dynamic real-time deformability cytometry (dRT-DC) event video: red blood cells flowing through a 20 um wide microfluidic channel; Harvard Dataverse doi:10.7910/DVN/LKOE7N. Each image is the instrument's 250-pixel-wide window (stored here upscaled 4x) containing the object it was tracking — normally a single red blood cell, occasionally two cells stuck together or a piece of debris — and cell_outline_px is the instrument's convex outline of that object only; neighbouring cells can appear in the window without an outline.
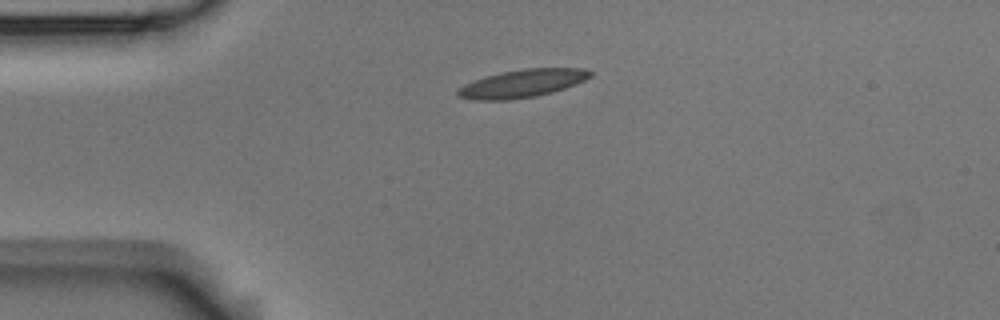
{"species": "Egyptian fruit bat (a non-hibernating species)", "species_latin": "Rousettus aegyptiacus", "temperature_condition": "room temperature", "stored_images_in_passage": 3, "camera_frame_rate_fps": 3000, "um_per_image_px": 0.085, "animal": {"sex": "male"}, "frame": {"image": 1, "passage_image": 1, "time_ms": 0.0, "image_size_px": [1000, 320], "cell_outline_px": [[592, 76], [576, 84], [552, 92], [536, 96], [508, 100], [472, 100], [456, 96], [456, 92], [464, 84], [500, 72], [524, 68], [584, 68], [592, 72]], "centroid_in_image_um": [44.4, 7.09], "position_along_channel_um": 40.6, "area_um2": 21.5}}
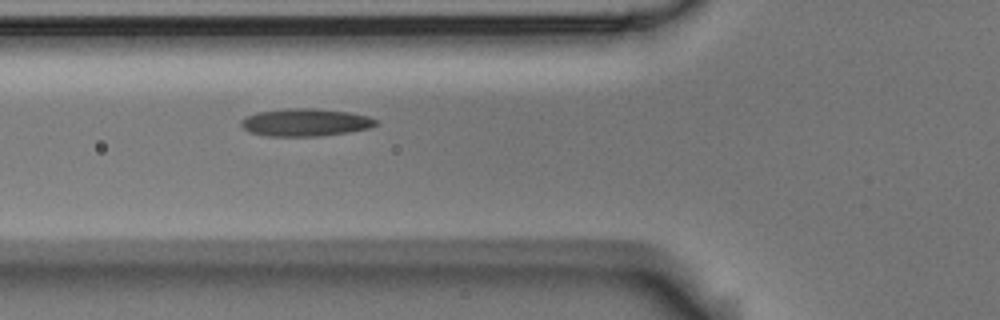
{"frame": {"image": 2, "passage_image": 3, "time_ms": 0.667, "image_size_px": [1000, 320], "cell_outline_px": [[376, 124], [372, 128], [348, 132], [320, 136], [268, 136], [248, 132], [240, 124], [240, 120], [256, 112], [284, 108], [316, 108], [348, 112], [368, 116], [376, 120]], "centroid_in_image_um": [25.94, 10.4], "position_along_channel_um": 99.9, "area_um2": 21.79}}